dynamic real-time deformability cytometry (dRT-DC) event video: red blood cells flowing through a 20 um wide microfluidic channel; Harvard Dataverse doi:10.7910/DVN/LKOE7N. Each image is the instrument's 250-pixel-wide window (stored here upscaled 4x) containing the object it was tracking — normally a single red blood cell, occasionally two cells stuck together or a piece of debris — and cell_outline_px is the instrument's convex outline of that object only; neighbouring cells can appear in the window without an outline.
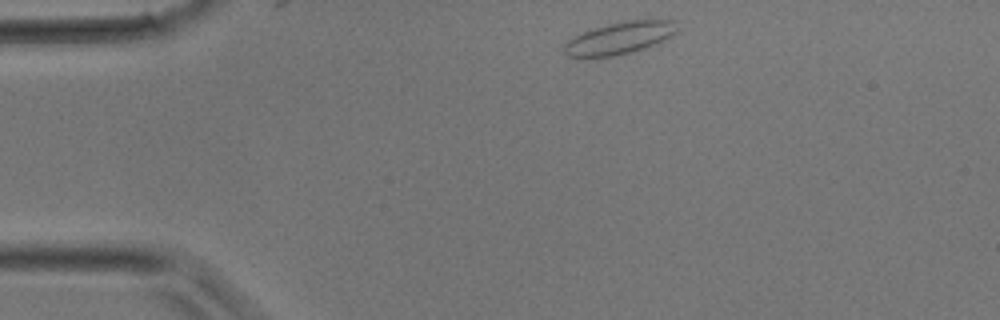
{"species": "common noctule bat (a hibernating species)", "species_latin": "Nyctalus noctula", "temperature_condition": "room temperature", "stored_images_in_passage": 2, "camera_frame_rate_fps": 3000, "um_per_image_px": 0.085, "animal": {"sex": "male", "body_mass_g": 17.9}, "frame": {"image": 1, "passage_image": 1, "time_ms": 0.0, "image_size_px": [1000, 320], "cell_outline_px": [[680, 32], [644, 48], [612, 56], [580, 60], [576, 60], [564, 56], [564, 44], [568, 40], [584, 32], [608, 24], [628, 20], [676, 20]], "centroid_in_image_um": [52.61, 3.27], "position_along_channel_um": 32.4, "area_um2": 21.5}}